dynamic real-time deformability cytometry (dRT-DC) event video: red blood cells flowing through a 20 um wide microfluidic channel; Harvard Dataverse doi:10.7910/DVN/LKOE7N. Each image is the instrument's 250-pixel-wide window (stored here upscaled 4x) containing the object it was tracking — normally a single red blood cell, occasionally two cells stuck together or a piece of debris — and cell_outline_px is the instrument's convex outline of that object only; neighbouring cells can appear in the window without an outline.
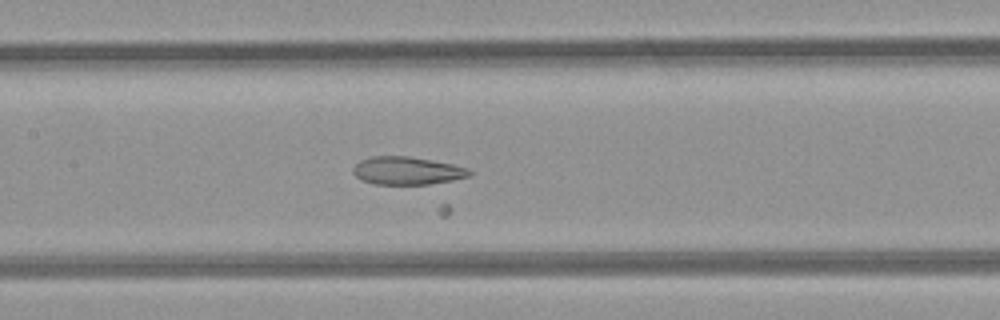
{"species": "common noctule bat (a hibernating species)", "species_latin": "Nyctalus noctula", "temperature_condition": "room temperature", "stored_images_in_passage": 34, "camera_frame_rate_fps": 3000, "um_per_image_px": 0.085, "animal": {"sex": "female", "body_mass_g": 21.9}, "frame": {"image": 1, "passage_image": 21, "time_ms": 6.667, "image_size_px": [1000, 320], "cell_outline_px": [[472, 176], [452, 180], [428, 184], [376, 184], [360, 180], [352, 172], [352, 168], [360, 160], [372, 156], [408, 156], [432, 160], [452, 164], [468, 168], [472, 172]], "centroid_in_image_um": [34.6, 14.51], "position_along_channel_um": 172.8, "area_um2": 18.96}}